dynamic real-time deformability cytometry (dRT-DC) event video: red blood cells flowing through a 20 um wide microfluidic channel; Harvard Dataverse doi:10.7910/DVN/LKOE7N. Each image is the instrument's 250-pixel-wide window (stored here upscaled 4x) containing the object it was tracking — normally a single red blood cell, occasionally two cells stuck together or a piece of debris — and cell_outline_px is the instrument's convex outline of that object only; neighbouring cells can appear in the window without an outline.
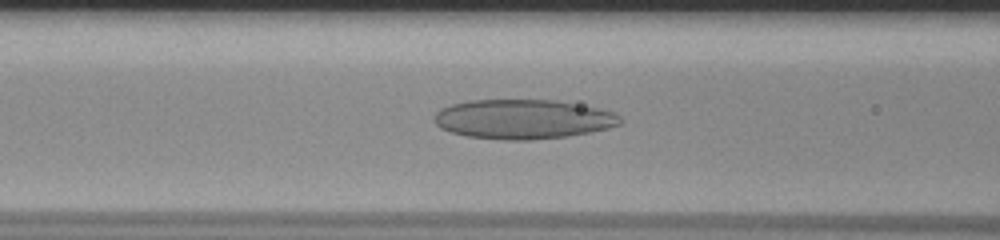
{"species": "human", "species_latin": "Homo sapiens", "temperature_condition": "room temperature", "stored_images_in_passage": 57, "camera_frame_rate_fps": 3000, "um_per_image_px": 0.085, "donor": {"sex": "male"}, "frame": {"image": 1, "passage_image": 25, "time_ms": 8.0, "image_size_px": [1000, 240], "cell_outline_px": [[620, 124], [608, 128], [588, 132], [564, 136], [528, 140], [504, 140], [468, 136], [452, 132], [440, 128], [436, 124], [436, 112], [440, 108], [452, 104], [472, 100], [552, 100], [580, 104], [612, 112], [620, 116]], "centroid_in_image_um": [44.44, 10.12], "position_along_channel_um": 122.2, "area_um2": 42.31}}
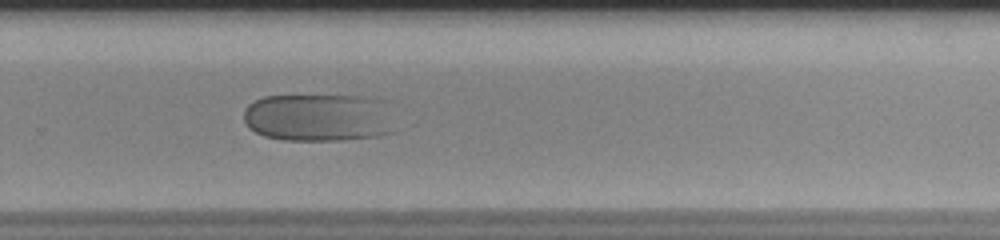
{"frame": {"image": 2, "passage_image": 40, "time_ms": 13.0, "image_size_px": [1000, 240], "cell_outline_px": [[392, 132], [380, 136], [340, 140], [284, 140], [264, 136], [248, 128], [244, 120], [244, 108], [248, 104], [264, 96], [356, 96], [380, 100]], "centroid_in_image_um": [26.93, 10.0], "position_along_channel_um": 302.9, "area_um2": 41.44}}
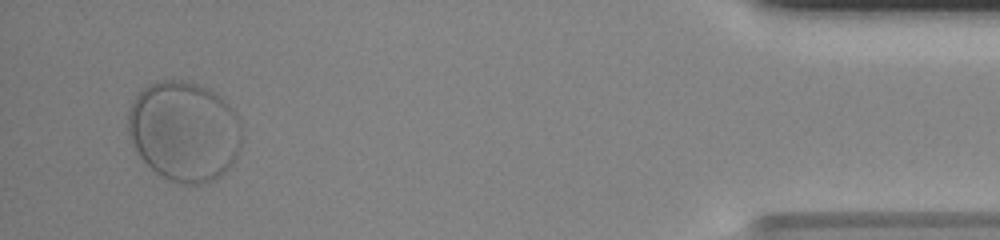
{"frame": {"image": 3, "passage_image": 55, "time_ms": 18.0, "image_size_px": [1000, 240], "cell_outline_px": [[240, 148], [232, 164], [220, 176], [212, 180], [200, 184], [184, 184], [168, 180], [156, 172], [144, 160], [136, 148], [132, 140], [128, 128], [128, 112], [136, 92], [140, 88], [156, 80], [180, 80], [196, 84], [208, 88], [216, 92], [228, 104], [236, 116], [240, 124]], "centroid_in_image_um": [15.64, 11.13], "position_along_channel_um": 419.6, "area_um2": 66.18}, "authors_computed_cell_mechanics": {"area_um2": 48.6676, "velocity_mm_per_s": 3.6183, "shape_relaxation_time_tau1_ms": 7.1805, "shape_relaxation_time_tau2_ms": null, "deformation_change_tau1": 0.1852, "deformation_change_tau2": null}}